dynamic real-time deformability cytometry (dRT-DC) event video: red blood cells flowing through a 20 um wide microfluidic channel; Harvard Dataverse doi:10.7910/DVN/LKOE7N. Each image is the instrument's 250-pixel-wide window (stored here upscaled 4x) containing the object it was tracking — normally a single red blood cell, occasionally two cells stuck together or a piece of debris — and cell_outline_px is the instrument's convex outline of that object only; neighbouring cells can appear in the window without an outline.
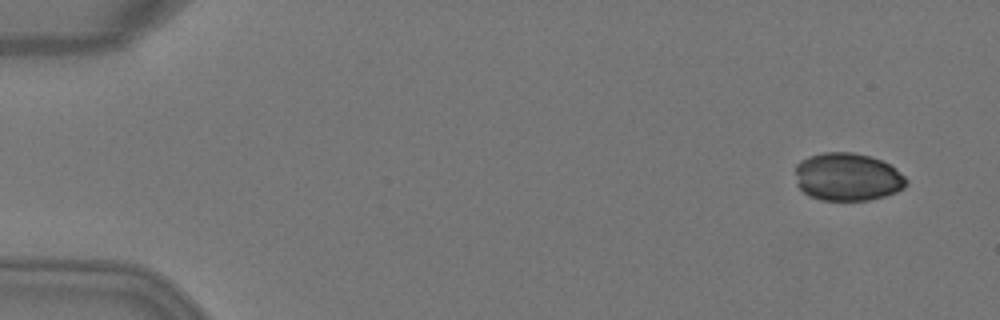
{"species": "Egyptian fruit bat (a non-hibernating species)", "species_latin": "Rousettus aegyptiacus", "temperature_condition": "warm", "stored_images_in_passage": 5, "camera_frame_rate_fps": 3000, "um_per_image_px": 0.085, "animal": {"sex": "female"}, "frame": {"image": 1, "passage_image": 1, "time_ms": 0.0, "image_size_px": [1000, 320], "cell_outline_px": [[908, 184], [904, 188], [896, 192], [884, 196], [868, 200], [820, 200], [808, 196], [796, 184], [796, 164], [800, 160], [808, 156], [824, 152], [852, 152], [868, 156], [880, 160], [888, 164], [904, 176], [908, 180]], "centroid_in_image_um": [72.01, 15.04], "position_along_channel_um": 13.0, "area_um2": 31.04}}